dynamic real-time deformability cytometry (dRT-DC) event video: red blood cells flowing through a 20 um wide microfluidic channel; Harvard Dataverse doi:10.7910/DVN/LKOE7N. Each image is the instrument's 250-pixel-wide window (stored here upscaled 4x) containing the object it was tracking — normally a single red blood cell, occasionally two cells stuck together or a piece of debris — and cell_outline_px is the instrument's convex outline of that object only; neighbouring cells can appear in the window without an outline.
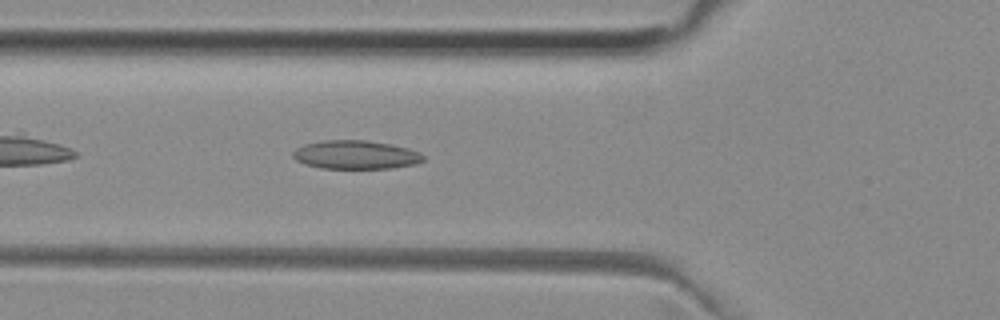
{"species": "common noctule bat (a hibernating species)", "species_latin": "Nyctalus noctula", "temperature_condition": "room temperature", "stored_images_in_passage": 34, "camera_frame_rate_fps": 3000, "um_per_image_px": 0.085, "animal": {"sex": "female", "body_mass_g": 29.2, "forearm_length_mm": 56.3}, "frame": {"image": 1, "passage_image": 5, "time_ms": 1.333, "image_size_px": [1000, 320], "cell_outline_px": [[424, 160], [416, 164], [392, 168], [320, 168], [296, 160], [292, 156], [292, 152], [296, 148], [304, 144], [324, 140], [364, 140], [388, 144], [408, 148], [420, 152], [424, 156]], "centroid_in_image_um": [30.24, 13.15], "position_along_channel_um": 95.6, "area_um2": 21.62}}
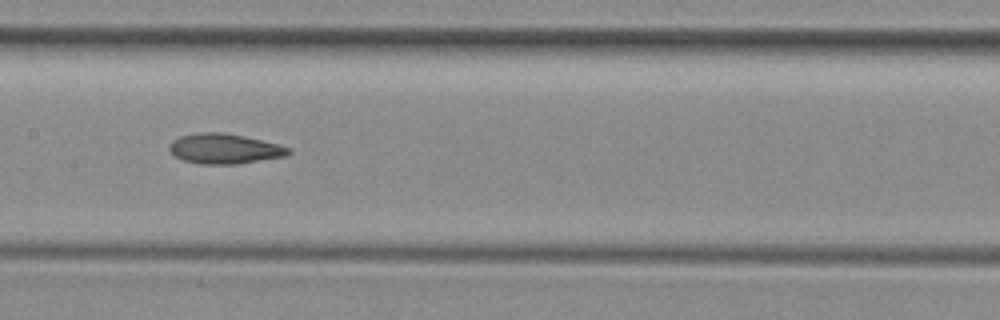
{"frame": {"image": 2, "passage_image": 12, "time_ms": 3.667, "image_size_px": [1000, 320], "cell_outline_px": [[292, 152], [288, 156], [236, 164], [200, 164], [184, 160], [176, 156], [168, 148], [168, 144], [172, 140], [180, 136], [200, 132], [224, 132], [260, 140], [276, 144], [288, 148]], "centroid_in_image_um": [19.06, 12.64], "position_along_channel_um": 188.3, "area_um2": 20.75}}
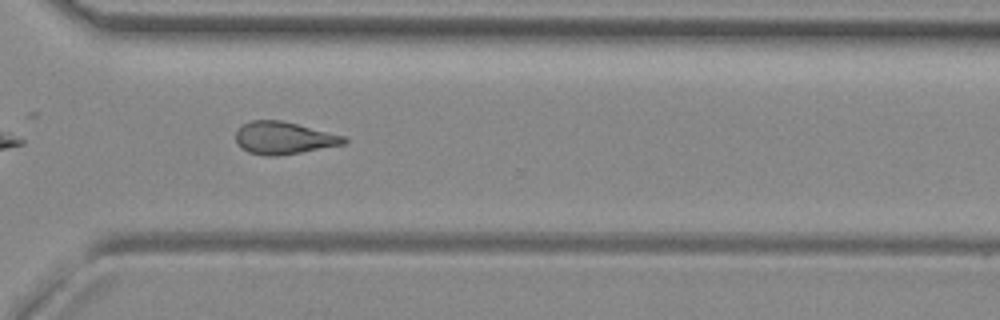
{"frame": {"image": 3, "passage_image": 24, "time_ms": 7.667, "image_size_px": [1000, 320], "cell_outline_px": [[348, 140], [344, 144], [300, 152], [276, 156], [268, 156], [248, 152], [240, 148], [236, 144], [236, 132], [244, 124], [252, 120], [280, 120], [344, 136]], "centroid_in_image_um": [24.08, 11.73], "position_along_channel_um": 346.5, "area_um2": 20.11}, "authors_computed_cell_mechanics": {"area_um2": 20.3167, "velocity_mm_per_s": 3.9632, "shape_relaxation_time_tau1_ms": null, "shape_relaxation_time_tau2_ms": 8.6218, "deformation_change_tau1": null, "deformation_change_tau2": 0.1982}}